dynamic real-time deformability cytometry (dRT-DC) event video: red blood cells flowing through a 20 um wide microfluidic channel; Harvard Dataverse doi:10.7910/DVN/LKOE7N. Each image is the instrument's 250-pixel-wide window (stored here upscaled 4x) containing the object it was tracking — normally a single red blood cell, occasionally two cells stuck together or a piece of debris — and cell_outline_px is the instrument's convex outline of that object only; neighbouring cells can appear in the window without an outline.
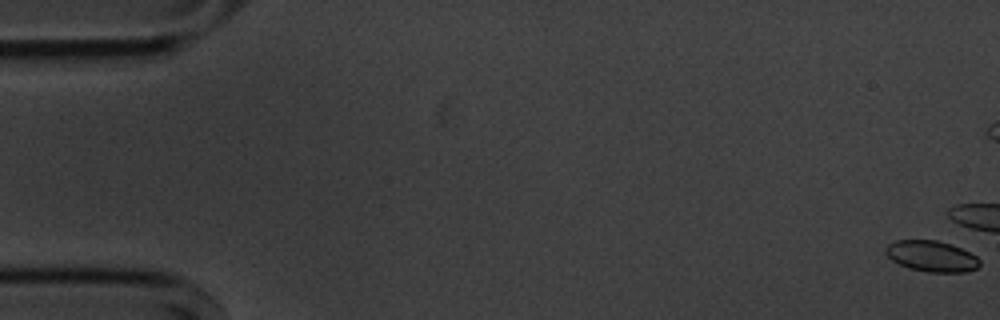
{"species": "common noctule bat (a hibernating species)", "species_latin": "Nyctalus noctula", "temperature_condition": "cold", "stored_images_in_passage": 8, "camera_frame_rate_fps": 3000, "um_per_image_px": 0.085, "animal": {"sex": "male", "body_mass_g": 20.1, "forearm_length_mm": 53.5}, "frame": {"image": 1, "passage_image": 1, "time_ms": 0.0, "image_size_px": [1000, 320], "cell_outline_px": [[980, 264], [976, 268], [964, 272], [928, 272], [908, 268], [892, 260], [884, 252], [884, 248], [888, 244], [896, 240], [936, 240], [952, 244], [976, 256], [980, 260]], "centroid_in_image_um": [79.16, 21.77], "position_along_channel_um": 5.8, "area_um2": 16.94}}